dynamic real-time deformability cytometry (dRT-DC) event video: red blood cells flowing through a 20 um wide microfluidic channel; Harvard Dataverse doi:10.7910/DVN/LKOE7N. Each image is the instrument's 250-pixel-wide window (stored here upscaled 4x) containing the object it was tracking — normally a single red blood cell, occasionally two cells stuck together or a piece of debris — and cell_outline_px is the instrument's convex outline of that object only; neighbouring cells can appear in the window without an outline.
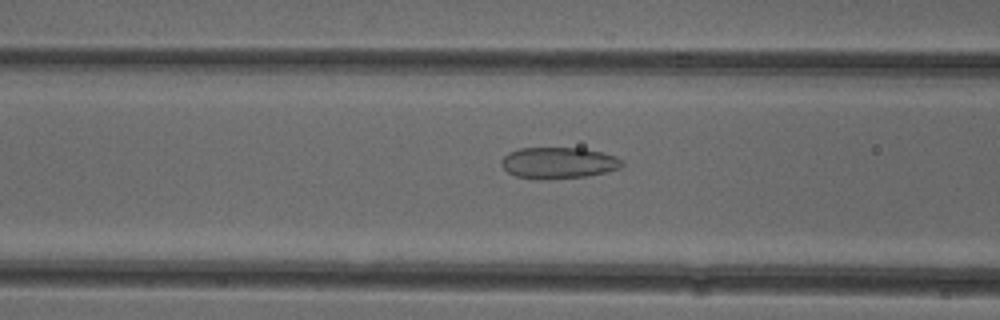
{"species": "common noctule bat (a hibernating species)", "species_latin": "Nyctalus noctula", "temperature_condition": "cold", "stored_images_in_passage": 51, "camera_frame_rate_fps": 3000, "um_per_image_px": 0.085, "animal": {"sex": "female"}, "frame": {"image": 1, "passage_image": 20, "time_ms": 6.333, "image_size_px": [1000, 320], "cell_outline_px": [[624, 164], [620, 168], [604, 172], [584, 176], [544, 180], [536, 180], [516, 176], [508, 172], [500, 164], [500, 160], [508, 152], [520, 148], [584, 148], [616, 156], [624, 160]], "centroid_in_image_um": [47.44, 13.84], "position_along_channel_um": 119.2, "area_um2": 22.2}}
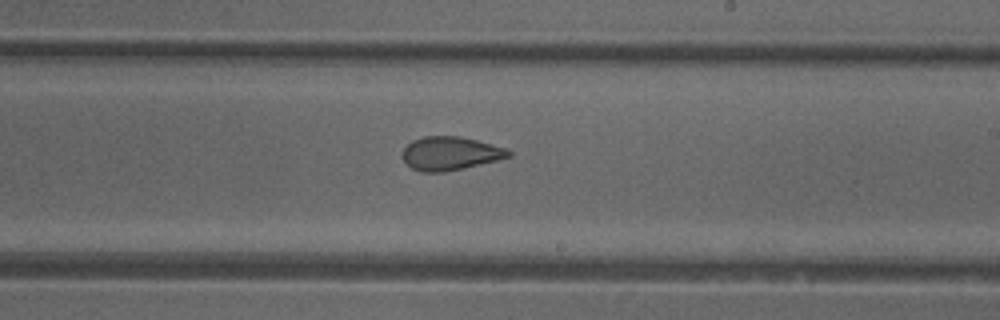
{"frame": {"image": 2, "passage_image": 30, "time_ms": 9.667, "image_size_px": [1000, 320], "cell_outline_px": [[512, 156], [496, 160], [444, 172], [420, 172], [412, 168], [400, 156], [404, 148], [412, 140], [424, 136], [460, 136], [476, 140], [504, 148], [512, 152]], "centroid_in_image_um": [38.22, 13.03], "position_along_channel_um": 250.8, "area_um2": 20.52}}
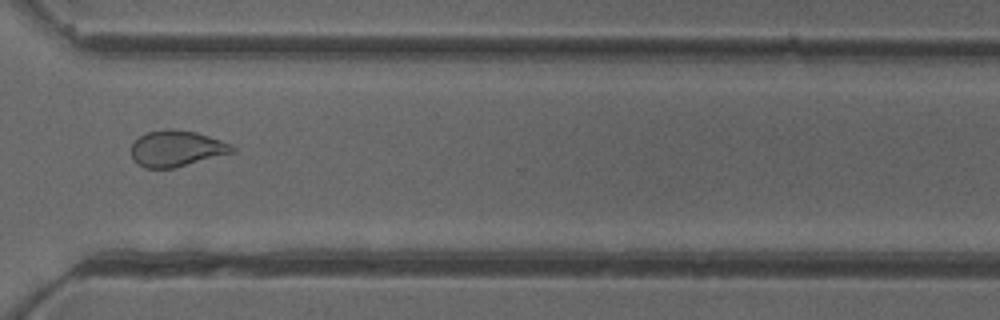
{"frame": {"image": 3, "passage_image": 38, "time_ms": 12.333, "image_size_px": [1000, 320], "cell_outline_px": [[236, 152], [172, 168], [144, 168], [136, 164], [132, 156], [132, 144], [140, 136], [148, 132], [168, 128], [172, 128], [196, 132], [232, 144], [236, 148]], "centroid_in_image_um": [15.02, 12.62], "position_along_channel_um": 355.6, "area_um2": 21.21}, "authors_computed_cell_mechanics": {"area_um2": 22.9466, "velocity_mm_per_s": 3.9443, "shape_relaxation_time_tau1_ms": 7.4482, "shape_relaxation_time_tau2_ms": 1.3397, "deformation_change_tau1": 0.1679, "deformation_change_tau2": 0.0853}}